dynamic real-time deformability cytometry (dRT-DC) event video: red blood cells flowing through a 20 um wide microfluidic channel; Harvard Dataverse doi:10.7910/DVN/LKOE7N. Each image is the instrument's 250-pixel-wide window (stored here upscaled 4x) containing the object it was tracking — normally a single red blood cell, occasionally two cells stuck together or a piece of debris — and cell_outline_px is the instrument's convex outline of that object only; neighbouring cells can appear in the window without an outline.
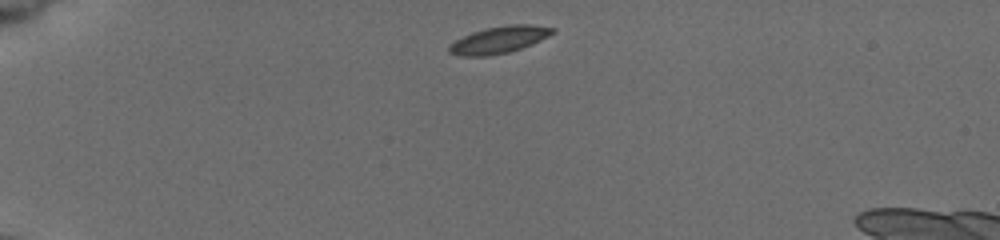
{"species": "common noctule bat (a hibernating species)", "species_latin": "Nyctalus noctula", "temperature_condition": "cold", "stored_images_in_passage": 41, "camera_frame_rate_fps": 3000, "um_per_image_px": 0.085, "animal": {"sex": "female", "body_mass_g": 19.5, "forearm_length_mm": 54.1}, "frame": {"image": 1, "passage_image": 1, "time_ms": 0.0, "image_size_px": [1000, 240], "cell_outline_px": [[556, 32], [532, 44], [508, 52], [488, 56], [460, 56], [448, 52], [448, 44], [472, 32], [488, 28], [508, 24], [532, 24], [556, 28]], "centroid_in_image_um": [42.43, 3.38], "position_along_channel_um": 42.6, "area_um2": 16.24}}
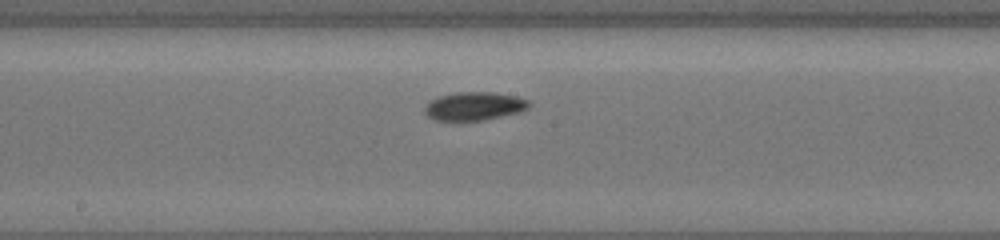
{"frame": {"image": 2, "passage_image": 18, "time_ms": 5.667, "image_size_px": [1000, 240], "cell_outline_px": [[532, 104], [528, 108], [520, 112], [480, 120], [432, 120], [424, 112], [424, 108], [436, 96], [456, 92], [496, 92], [516, 96], [528, 100]], "centroid_in_image_um": [40.32, 9.01], "position_along_channel_um": 207.9, "area_um2": 17.22}}
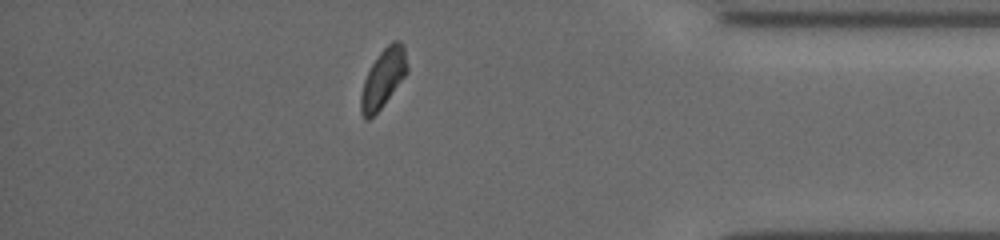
{"frame": {"image": 3, "passage_image": 35, "time_ms": 11.333, "image_size_px": [1000, 240], "cell_outline_px": [[408, 72], [380, 108], [368, 120], [364, 120], [360, 112], [360, 96], [364, 80], [372, 64], [380, 52], [392, 40], [400, 40], [404, 48], [408, 68]], "centroid_in_image_um": [32.56, 6.65], "position_along_channel_um": 402.6, "area_um2": 15.61}, "authors_computed_cell_mechanics": {"area_um2": 16.2418, "velocity_mm_per_s": 3.8489, "shape_relaxation_time_tau1_ms": 2.8859, "shape_relaxation_time_tau2_ms": null, "deformation_change_tau1": 0.1015, "deformation_change_tau2": null}}